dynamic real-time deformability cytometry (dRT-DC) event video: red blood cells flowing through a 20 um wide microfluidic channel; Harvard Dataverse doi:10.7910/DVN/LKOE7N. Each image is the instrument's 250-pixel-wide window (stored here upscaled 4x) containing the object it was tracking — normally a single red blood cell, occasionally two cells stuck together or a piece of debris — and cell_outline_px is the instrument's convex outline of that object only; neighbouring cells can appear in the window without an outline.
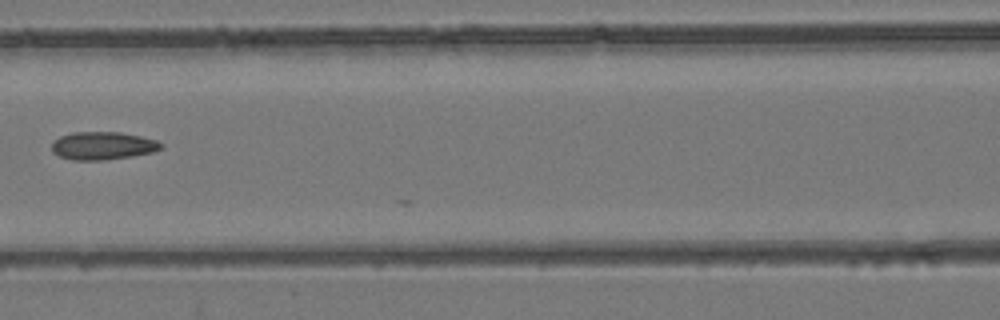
{"species": "common noctule bat (a hibernating species)", "species_latin": "Nyctalus noctula", "temperature_condition": "room temperature", "stored_images_in_passage": 6, "camera_frame_rate_fps": 3000, "um_per_image_px": 0.085, "animal": {"sex": "female", "body_mass_g": 24.6, "forearm_length_mm": 56.2}, "frame": {"image": 1, "passage_image": 6, "time_ms": 1.667, "image_size_px": [1000, 320], "cell_outline_px": [[164, 144], [160, 148], [152, 152], [132, 156], [104, 160], [72, 160], [60, 156], [52, 152], [52, 144], [60, 136], [72, 132], [120, 132], [140, 136], [156, 140]], "centroid_in_image_um": [8.73, 12.38], "position_along_channel_um": 157.9, "area_um2": 17.69}}